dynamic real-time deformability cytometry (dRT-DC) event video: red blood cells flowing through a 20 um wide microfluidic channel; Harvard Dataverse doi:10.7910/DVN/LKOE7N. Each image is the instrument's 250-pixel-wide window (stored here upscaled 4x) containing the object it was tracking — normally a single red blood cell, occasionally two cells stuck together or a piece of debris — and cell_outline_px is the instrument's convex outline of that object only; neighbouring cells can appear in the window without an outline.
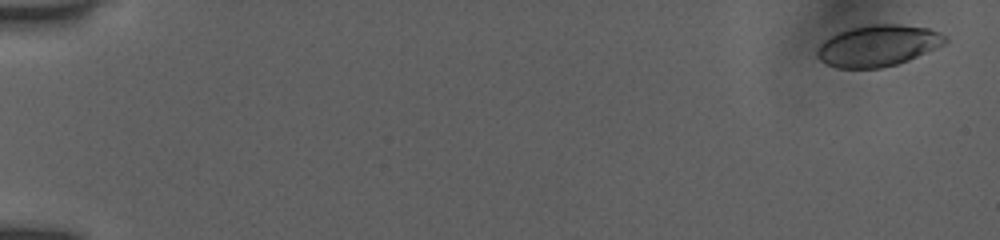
{"species": "human", "species_latin": "Homo sapiens", "temperature_condition": "room temperature", "stored_images_in_passage": 9, "camera_frame_rate_fps": 3000, "um_per_image_px": 0.085, "donor": {"sex": "female"}, "frame": {"image": 1, "passage_image": 1, "time_ms": 0.0, "image_size_px": [1000, 240], "cell_outline_px": [[948, 40], [944, 44], [936, 48], [908, 60], [896, 64], [880, 68], [836, 68], [820, 60], [816, 56], [816, 52], [820, 44], [824, 40], [848, 28], [872, 24], [900, 24], [928, 28], [940, 32]], "centroid_in_image_um": [74.62, 3.88], "position_along_channel_um": 10.4, "area_um2": 30.69}}
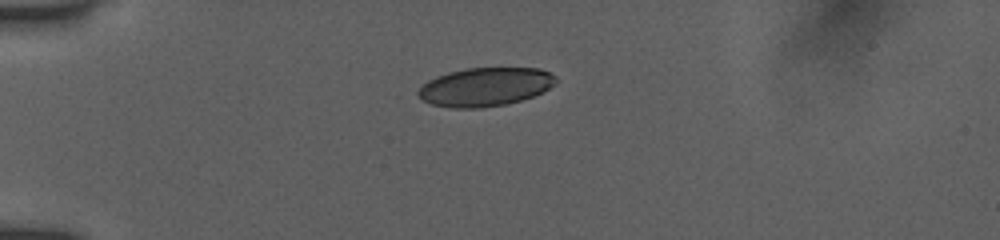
{"frame": {"image": 2, "passage_image": 6, "time_ms": 1.667, "image_size_px": [1000, 240], "cell_outline_px": [[556, 84], [532, 96], [508, 104], [480, 108], [452, 108], [432, 104], [424, 100], [416, 92], [428, 80], [436, 76], [448, 72], [468, 68], [540, 68], [556, 76]], "centroid_in_image_um": [41.24, 7.38], "position_along_channel_um": 43.8, "area_um2": 30.81}}
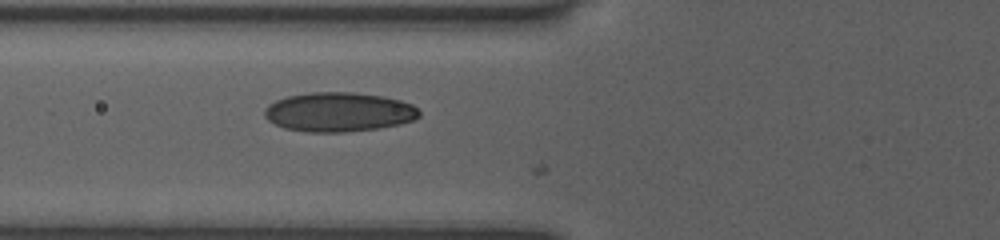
{"frame": {"image": 3, "passage_image": 9, "time_ms": 2.667, "image_size_px": [1000, 240], "cell_outline_px": [[420, 116], [412, 120], [400, 124], [380, 128], [344, 132], [308, 132], [284, 128], [268, 120], [264, 116], [264, 108], [268, 104], [276, 100], [288, 96], [308, 92], [352, 92], [384, 96], [400, 100], [412, 104], [420, 112]], "centroid_in_image_um": [28.79, 9.52], "position_along_channel_um": 97.0, "area_um2": 35.6}}